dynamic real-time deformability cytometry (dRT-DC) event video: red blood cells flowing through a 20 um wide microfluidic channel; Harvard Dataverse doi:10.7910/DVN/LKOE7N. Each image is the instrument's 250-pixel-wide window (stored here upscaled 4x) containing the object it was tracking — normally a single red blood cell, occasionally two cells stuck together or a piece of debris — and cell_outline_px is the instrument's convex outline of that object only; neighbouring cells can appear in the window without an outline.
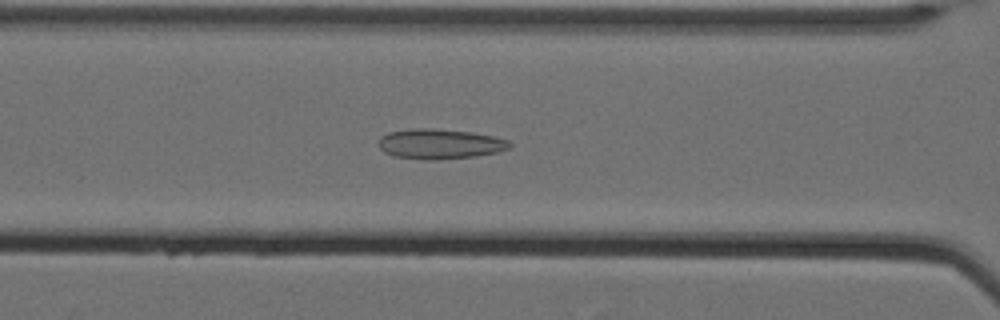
{"species": "Egyptian fruit bat (a non-hibernating species)", "species_latin": "Rousettus aegyptiacus", "temperature_condition": "cold", "stored_images_in_passage": 33, "camera_frame_rate_fps": 3000, "um_per_image_px": 0.085, "animal": {"sex": "female"}, "frame": {"image": 1, "passage_image": 7, "time_ms": 2.0, "image_size_px": [1000, 320], "cell_outline_px": [[512, 144], [508, 148], [496, 152], [476, 156], [436, 160], [428, 160], [396, 156], [384, 152], [380, 148], [380, 136], [388, 132], [408, 128], [432, 128], [472, 132], [492, 136], [508, 140]], "centroid_in_image_um": [37.37, 12.22], "position_along_channel_um": 129.2, "area_um2": 22.89}}
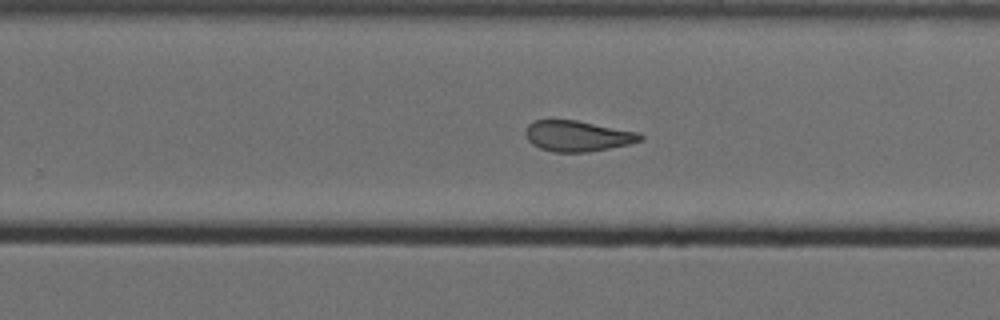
{"frame": {"image": 2, "passage_image": 20, "time_ms": 6.333, "image_size_px": [1000, 320], "cell_outline_px": [[644, 140], [628, 144], [588, 152], [552, 152], [540, 148], [532, 144], [528, 140], [524, 132], [528, 124], [532, 120], [576, 120], [640, 132], [644, 136]], "centroid_in_image_um": [49.09, 11.55], "position_along_channel_um": 280.7, "area_um2": 20.69}}
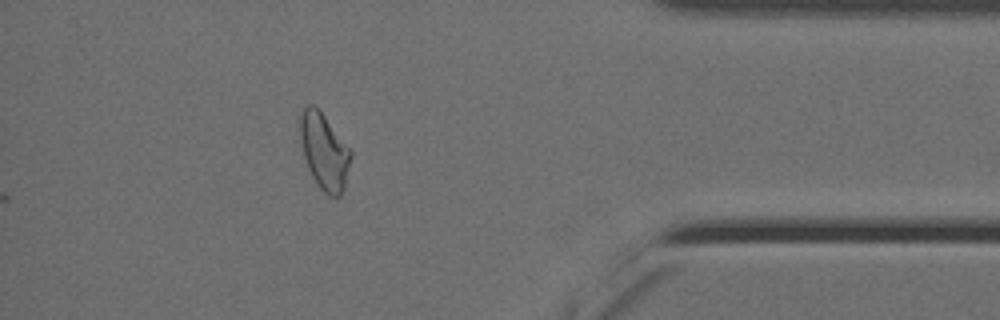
{"frame": {"image": 3, "passage_image": 33, "time_ms": 10.667, "image_size_px": [1000, 320], "cell_outline_px": [[352, 156], [344, 188], [340, 196], [336, 200], [328, 196], [320, 188], [312, 176], [308, 168], [304, 156], [300, 140], [300, 116], [304, 108], [308, 104], [312, 104], [324, 116], [352, 148]], "centroid_in_image_um": [27.59, 12.91], "position_along_channel_um": 407.6, "area_um2": 22.66}, "authors_computed_cell_mechanics": {"area_um2": 21.2704, "velocity_mm_per_s": 3.4948, "shape_relaxation_time_tau1_ms": null, "shape_relaxation_time_tau2_ms": 2.7153, "deformation_change_tau1": null, "deformation_change_tau2": 0.1148}}